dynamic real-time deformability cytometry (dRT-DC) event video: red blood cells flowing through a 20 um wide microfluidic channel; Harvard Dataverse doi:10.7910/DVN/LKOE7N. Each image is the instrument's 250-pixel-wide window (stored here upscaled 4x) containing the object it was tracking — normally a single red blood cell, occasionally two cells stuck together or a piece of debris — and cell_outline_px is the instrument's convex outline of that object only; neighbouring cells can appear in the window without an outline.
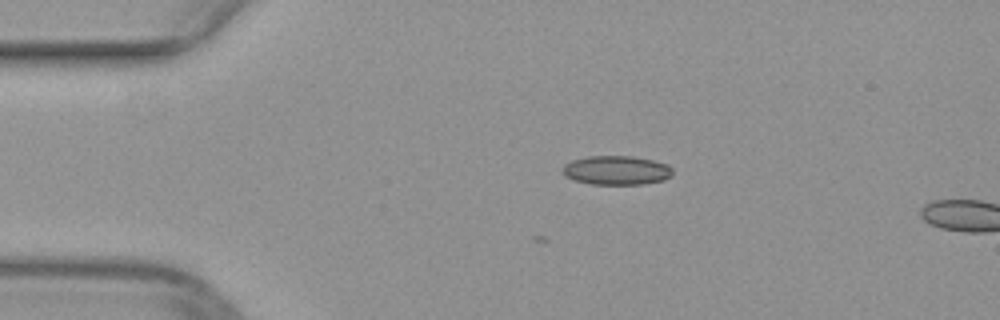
{"species": "common noctule bat (a hibernating species)", "species_latin": "Nyctalus noctula", "temperature_condition": "warm", "stored_images_in_passage": 10, "camera_frame_rate_fps": 3000, "um_per_image_px": 0.085, "animal": {"sex": "female", "body_mass_g": 29.2, "forearm_length_mm": 56.3}, "frame": {"image": 1, "passage_image": 10, "time_ms": 3.0, "image_size_px": [1000, 320], "cell_outline_px": [[672, 176], [664, 180], [644, 184], [588, 184], [564, 176], [560, 168], [564, 164], [572, 160], [588, 156], [632, 156], [652, 160], [668, 164], [672, 168]], "centroid_in_image_um": [52.38, 14.47], "position_along_channel_um": 32.6, "area_um2": 18.84}}